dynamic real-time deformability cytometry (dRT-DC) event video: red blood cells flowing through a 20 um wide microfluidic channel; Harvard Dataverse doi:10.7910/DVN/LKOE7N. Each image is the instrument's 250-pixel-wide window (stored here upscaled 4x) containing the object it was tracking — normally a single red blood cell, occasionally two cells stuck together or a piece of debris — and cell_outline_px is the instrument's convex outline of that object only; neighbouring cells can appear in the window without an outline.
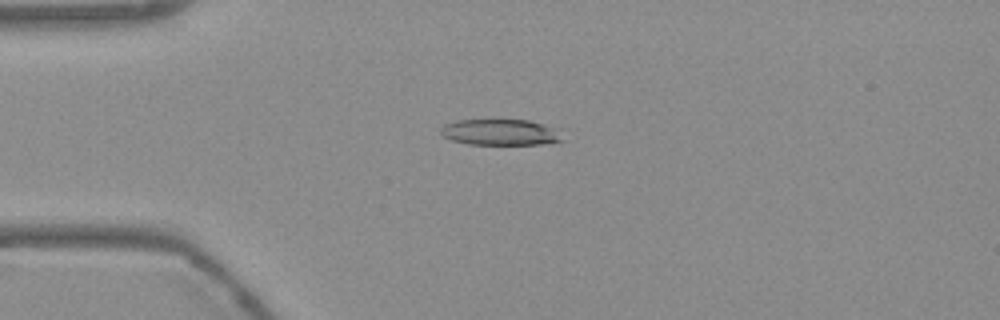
{"species": "Egyptian fruit bat (a non-hibernating species)", "species_latin": "Rousettus aegyptiacus", "temperature_condition": "warm", "stored_images_in_passage": 46, "camera_frame_rate_fps": 3000, "um_per_image_px": 0.085, "frame": {"image": 1, "passage_image": 6, "time_ms": 1.667, "image_size_px": [1000, 320], "cell_outline_px": [[568, 128], [564, 140], [544, 144], [468, 144], [452, 140], [444, 136], [440, 132], [440, 128], [444, 124], [456, 120], [496, 116], [528, 120]], "centroid_in_image_um": [42.7, 11.17], "position_along_channel_um": 42.3, "area_um2": 20.29}}
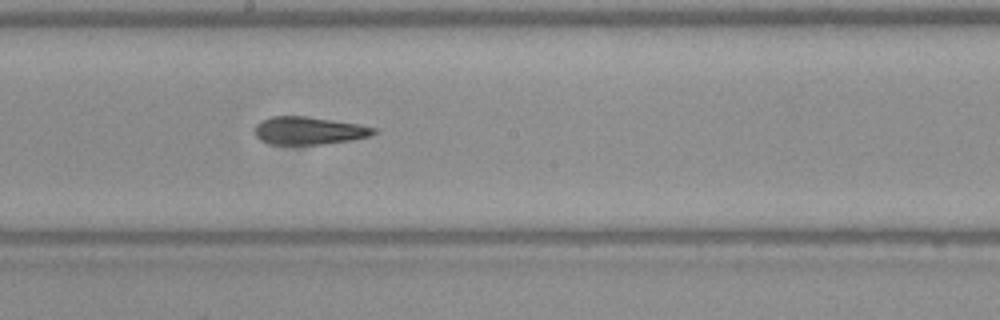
{"frame": {"image": 2, "passage_image": 22, "time_ms": 7.0, "image_size_px": [1000, 320], "cell_outline_px": [[376, 132], [372, 136], [352, 140], [320, 144], [268, 144], [260, 140], [252, 132], [252, 128], [260, 120], [272, 116], [308, 116], [360, 124], [376, 128]], "centroid_in_image_um": [26.21, 11.09], "position_along_channel_um": 222.0, "area_um2": 19.59}}
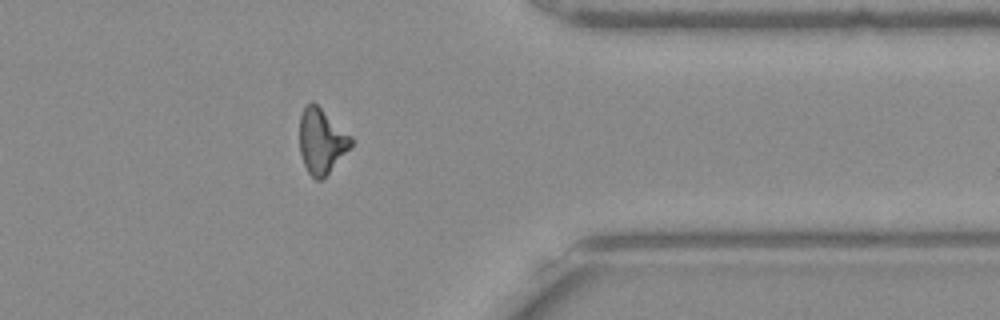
{"frame": {"image": 3, "passage_image": 36, "time_ms": 11.667, "image_size_px": [1000, 320], "cell_outline_px": [[352, 144], [328, 172], [320, 180], [316, 180], [308, 172], [304, 164], [300, 152], [300, 116], [304, 108], [312, 100], [352, 136]], "centroid_in_image_um": [27.31, 11.96], "position_along_channel_um": 384.1, "area_um2": 19.02}, "authors_computed_cell_mechanics": {"area_um2": 19.8254, "velocity_mm_per_s": 3.7775, "shape_relaxation_time_tau1_ms": null, "shape_relaxation_time_tau2_ms": 7.401, "deformation_change_tau1": null, "deformation_change_tau2": 0.1904}}